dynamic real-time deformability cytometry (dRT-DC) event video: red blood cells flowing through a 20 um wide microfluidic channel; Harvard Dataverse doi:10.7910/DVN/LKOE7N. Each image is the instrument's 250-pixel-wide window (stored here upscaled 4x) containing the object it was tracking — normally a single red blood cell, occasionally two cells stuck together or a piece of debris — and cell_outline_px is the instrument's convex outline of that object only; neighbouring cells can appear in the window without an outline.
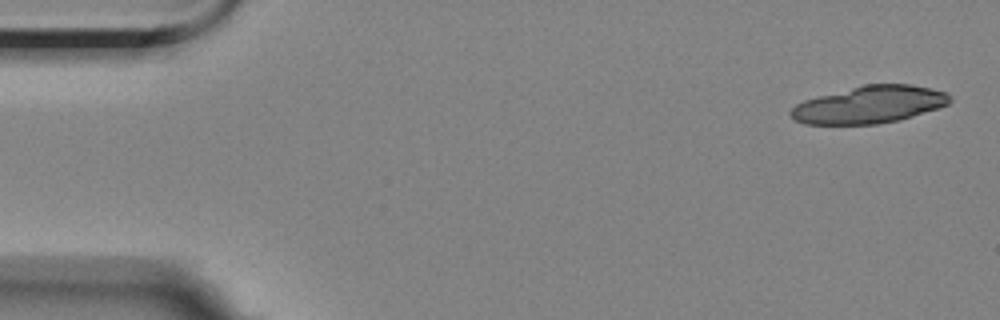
{"species": "Egyptian fruit bat (a non-hibernating species)", "species_latin": "Rousettus aegyptiacus", "temperature_condition": "room temperature", "stored_images_in_passage": 5, "camera_frame_rate_fps": 3000, "um_per_image_px": 0.085, "animal": {"sex": "female"}, "frame": {"image": 1, "passage_image": 1, "time_ms": 0.0, "image_size_px": [1000, 320], "cell_outline_px": [[952, 100], [948, 104], [900, 120], [876, 124], [804, 124], [796, 120], [788, 112], [796, 104], [804, 100], [864, 84], [912, 84], [944, 92], [952, 96]], "centroid_in_image_um": [73.89, 8.89], "position_along_channel_um": 11.1, "area_um2": 34.28}}